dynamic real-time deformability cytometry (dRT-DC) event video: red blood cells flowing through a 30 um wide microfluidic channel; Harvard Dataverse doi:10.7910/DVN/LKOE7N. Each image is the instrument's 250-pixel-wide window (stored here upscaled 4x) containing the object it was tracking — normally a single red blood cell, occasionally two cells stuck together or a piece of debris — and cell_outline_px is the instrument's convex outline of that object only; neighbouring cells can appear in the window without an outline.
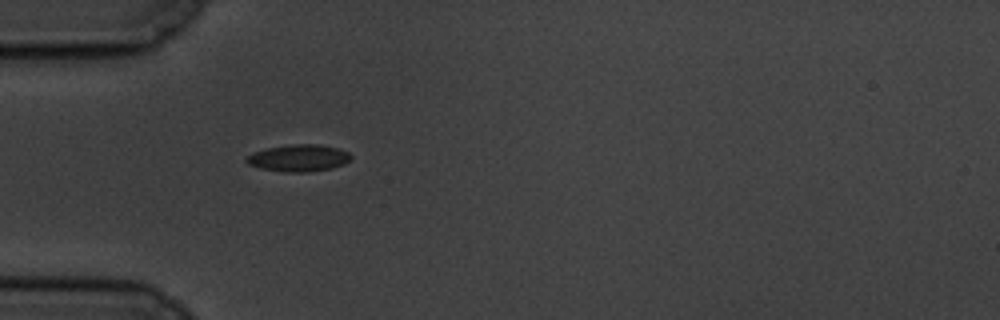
{"species": "common noctule bat (a hibernating species)", "species_latin": "Nyctalus noctula", "temperature_condition": "cold", "stored_images_in_passage": 41, "camera_frame_rate_fps": 3000, "um_per_image_px": 0.085, "animal": {"sex": "male", "body_mass_g": 19.5, "forearm_length_mm": 54.6}, "frame": {"image": 1, "passage_image": 1, "time_ms": 0.0, "image_size_px": [1000, 320], "cell_outline_px": [[352, 160], [344, 164], [332, 168], [308, 172], [284, 172], [260, 168], [248, 164], [244, 160], [252, 152], [268, 148], [292, 144], [320, 144], [336, 148], [348, 152], [352, 156]], "centroid_in_image_um": [25.4, 13.43], "position_along_channel_um": 59.6, "area_um2": 16.47}}
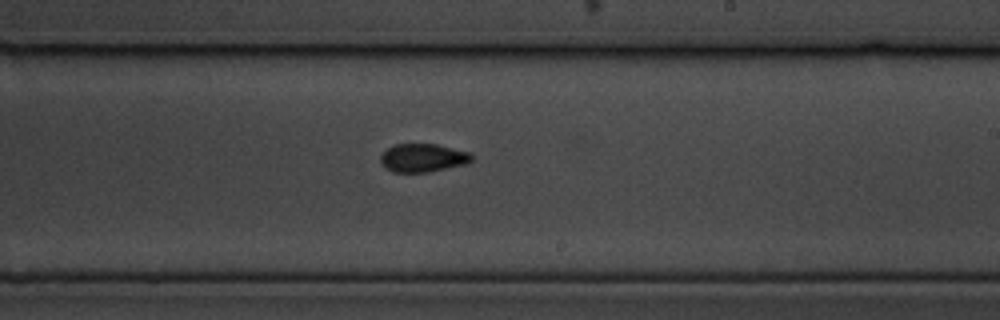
{"frame": {"image": 2, "passage_image": 18, "time_ms": 5.667, "image_size_px": [1000, 320], "cell_outline_px": [[472, 160], [468, 164], [428, 172], [392, 172], [384, 168], [380, 164], [380, 156], [388, 148], [396, 144], [436, 144], [472, 152]], "centroid_in_image_um": [35.96, 13.42], "position_along_channel_um": 253.0, "area_um2": 15.26}}
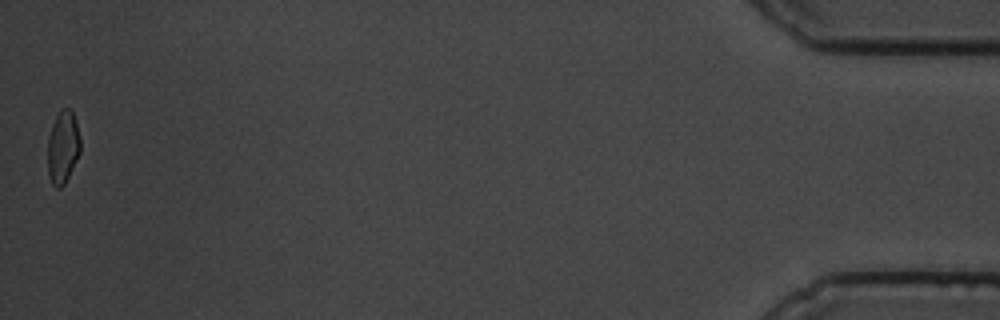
{"frame": {"image": 3, "passage_image": 41, "time_ms": 13.333, "image_size_px": [1000, 320], "cell_outline_px": [[80, 152], [64, 184], [60, 188], [56, 188], [52, 184], [48, 172], [48, 136], [52, 124], [56, 116], [64, 108], [68, 108], [72, 112], [80, 136]], "centroid_in_image_um": [5.33, 12.52], "position_along_channel_um": 429.9, "area_um2": 13.58}, "authors_computed_cell_mechanics": {"area_um2": 14.9124, "velocity_mm_per_s": 3.4915, "shape_relaxation_time_tau1_ms": 3.7127, "shape_relaxation_time_tau2_ms": 2.851, "deformation_change_tau1": 0.1104, "deformation_change_tau2": 0.0605}}